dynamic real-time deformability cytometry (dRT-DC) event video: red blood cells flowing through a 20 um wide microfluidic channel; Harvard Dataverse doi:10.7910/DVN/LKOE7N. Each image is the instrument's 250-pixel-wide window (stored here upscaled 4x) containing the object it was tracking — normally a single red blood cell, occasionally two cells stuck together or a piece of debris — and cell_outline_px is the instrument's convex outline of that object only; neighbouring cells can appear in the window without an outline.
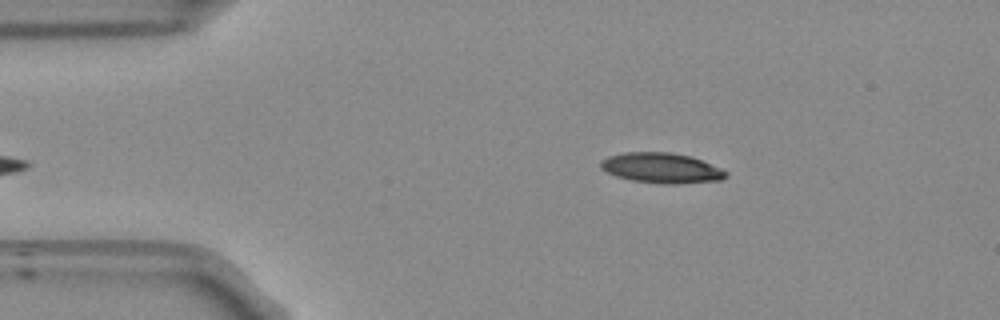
{"species": "Egyptian fruit bat (a non-hibernating species)", "species_latin": "Rousettus aegyptiacus", "temperature_condition": "room temperature", "stored_images_in_passage": 38, "camera_frame_rate_fps": 3000, "um_per_image_px": 0.085, "frame": {"image": 1, "passage_image": 2, "time_ms": 0.333, "image_size_px": [1000, 320], "cell_outline_px": [[728, 176], [720, 180], [672, 184], [664, 184], [632, 180], [616, 176], [600, 168], [600, 160], [608, 156], [624, 152], [672, 152], [692, 156], [720, 168], [728, 172]], "centroid_in_image_um": [56.22, 14.27], "position_along_channel_um": 28.8, "area_um2": 22.08}}
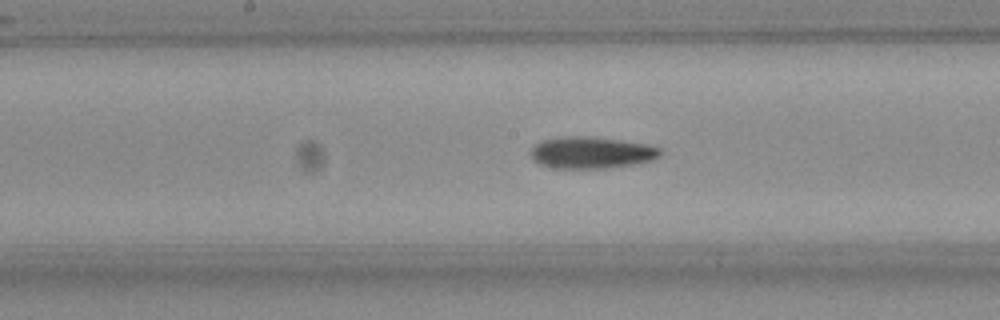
{"frame": {"image": 2, "passage_image": 19, "time_ms": 6.0, "image_size_px": [1000, 320], "cell_outline_px": [[664, 152], [660, 156], [652, 160], [632, 164], [604, 168], [556, 168], [540, 164], [532, 160], [532, 148], [536, 144], [544, 140], [568, 136], [584, 136], [648, 144], [660, 148]], "centroid_in_image_um": [50.3, 12.98], "position_along_channel_um": 197.9, "area_um2": 23.58}}
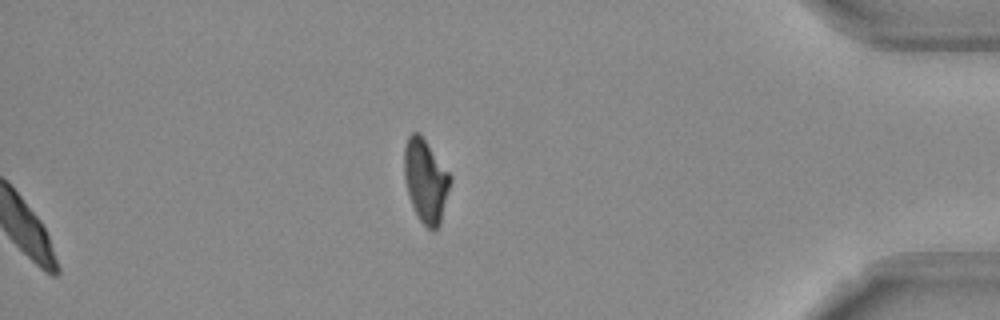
{"frame": {"image": 3, "passage_image": 38, "time_ms": 12.333, "image_size_px": [1000, 320], "cell_outline_px": [[452, 180], [440, 224], [432, 232], [420, 220], [412, 204], [404, 180], [404, 148], [408, 136], [412, 132], [416, 132], [424, 140], [452, 176]], "centroid_in_image_um": [36.19, 15.38], "position_along_channel_um": 399.0, "area_um2": 22.02}, "authors_computed_cell_mechanics": {"area_um2": 22.7154, "velocity_mm_per_s": 3.8356, "shape_relaxation_time_tau1_ms": 4.51, "shape_relaxation_time_tau2_ms": null, "deformation_change_tau1": 0.1698, "deformation_change_tau2": null}}